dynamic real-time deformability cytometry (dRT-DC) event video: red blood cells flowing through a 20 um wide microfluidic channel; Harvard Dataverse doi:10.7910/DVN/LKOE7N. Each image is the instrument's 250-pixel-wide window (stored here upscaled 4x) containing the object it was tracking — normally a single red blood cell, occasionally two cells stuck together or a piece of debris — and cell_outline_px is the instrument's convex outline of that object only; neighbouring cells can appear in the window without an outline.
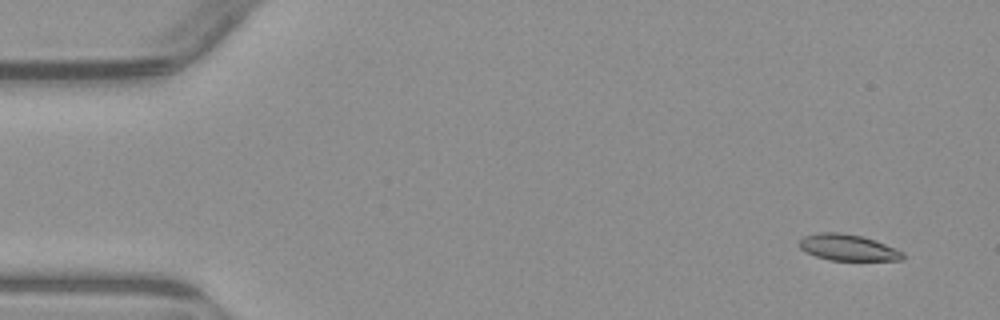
{"species": "common noctule bat (a hibernating species)", "species_latin": "Nyctalus noctula", "temperature_condition": "warm", "stored_images_in_passage": 5, "camera_frame_rate_fps": 3000, "um_per_image_px": 0.085, "animal": {"sex": "male", "body_mass_g": 23.1, "forearm_length_mm": 52.7}, "frame": {"image": 1, "passage_image": 1, "time_ms": 0.0, "image_size_px": [1000, 320], "cell_outline_px": [[904, 256], [900, 260], [828, 260], [816, 256], [800, 248], [800, 240], [804, 236], [820, 232], [840, 232], [860, 236], [884, 244], [904, 252]], "centroid_in_image_um": [72.05, 21.04], "position_along_channel_um": 12.9, "area_um2": 15.49}}
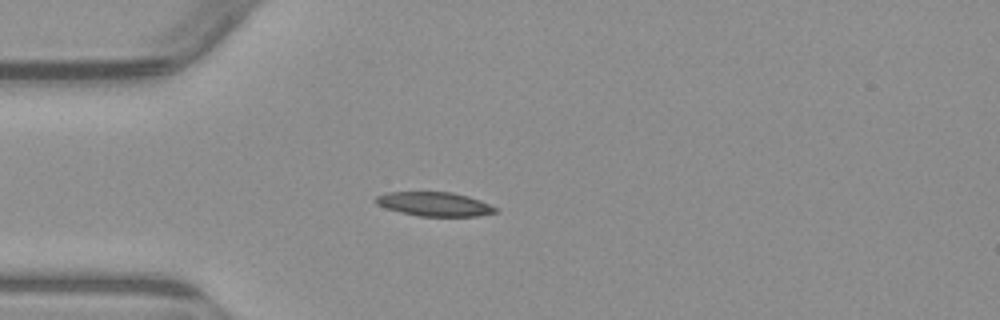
{"frame": {"image": 2, "passage_image": 4, "time_ms": 3.667, "image_size_px": [1000, 320], "cell_outline_px": [[496, 212], [476, 216], [420, 216], [400, 212], [376, 204], [372, 200], [376, 196], [388, 192], [452, 192], [468, 196], [480, 200], [496, 208]], "centroid_in_image_um": [36.88, 17.34], "position_along_channel_um": 48.1, "area_um2": 16.65}}